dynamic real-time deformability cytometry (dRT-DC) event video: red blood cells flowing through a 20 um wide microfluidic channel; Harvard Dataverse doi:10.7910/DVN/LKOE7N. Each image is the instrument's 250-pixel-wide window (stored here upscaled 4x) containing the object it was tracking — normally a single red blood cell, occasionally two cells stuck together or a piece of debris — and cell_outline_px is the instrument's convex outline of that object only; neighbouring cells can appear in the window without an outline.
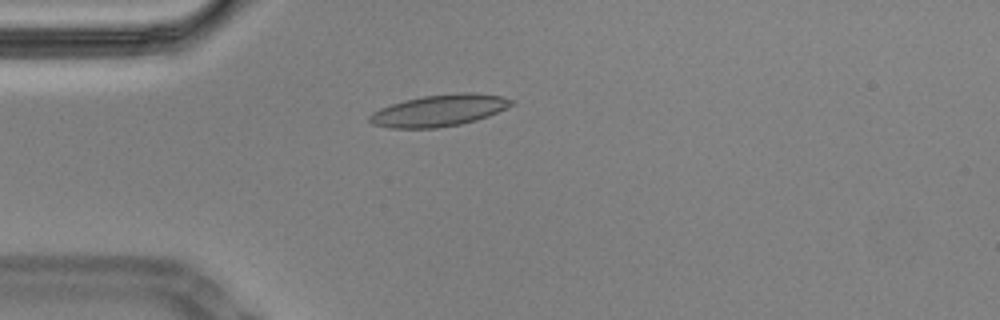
{"species": "Egyptian fruit bat (a non-hibernating species)", "species_latin": "Rousettus aegyptiacus", "temperature_condition": "cold", "stored_images_in_passage": 47, "camera_frame_rate_fps": 3000, "um_per_image_px": 0.085, "animal": {"sex": "male"}, "frame": {"image": 1, "passage_image": 4, "time_ms": 1.0, "image_size_px": [1000, 320], "cell_outline_px": [[516, 100], [508, 108], [488, 116], [476, 120], [460, 124], [436, 128], [388, 128], [372, 124], [368, 120], [368, 116], [372, 112], [380, 108], [404, 100], [424, 96], [460, 92], [472, 92], [504, 96]], "centroid_in_image_um": [37.35, 9.38], "position_along_channel_um": 47.6, "area_um2": 26.36}}
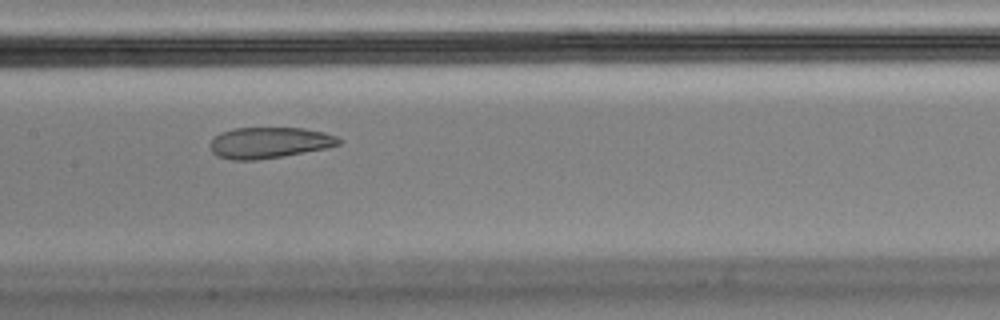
{"frame": {"image": 2, "passage_image": 17, "time_ms": 5.333, "image_size_px": [1000, 320], "cell_outline_px": [[340, 144], [328, 148], [256, 160], [232, 160], [216, 156], [212, 152], [208, 144], [220, 132], [232, 128], [304, 128], [324, 132], [336, 136], [340, 140]], "centroid_in_image_um": [22.85, 12.12], "position_along_channel_um": 184.6, "area_um2": 23.29}}
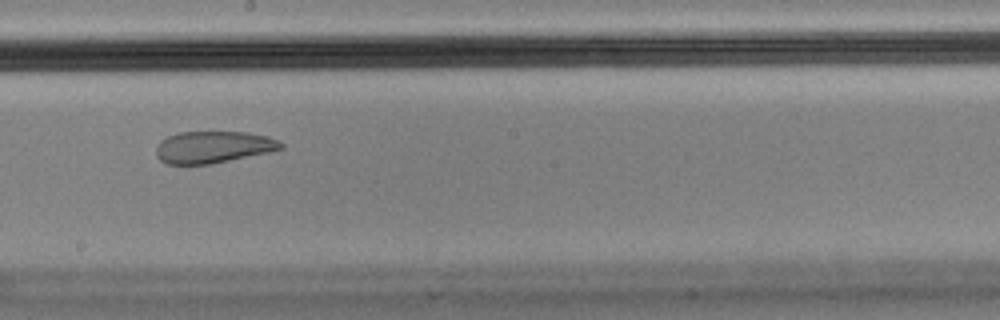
{"frame": {"image": 3, "passage_image": 21, "time_ms": 6.667, "image_size_px": [1000, 320], "cell_outline_px": [[284, 148], [268, 152], [212, 164], [168, 164], [160, 160], [156, 156], [156, 144], [160, 140], [168, 136], [180, 132], [248, 132], [268, 136], [280, 140], [284, 144]], "centroid_in_image_um": [18.13, 12.5], "position_along_channel_um": 230.1, "area_um2": 23.35}, "authors_computed_cell_mechanics": {"area_um2": 26.2412, "velocity_mm_per_s": 3.4375, "shape_relaxation_time_tau1_ms": null, "shape_relaxation_time_tau2_ms": 1.9039, "deformation_change_tau1": null, "deformation_change_tau2": 0.0717}}